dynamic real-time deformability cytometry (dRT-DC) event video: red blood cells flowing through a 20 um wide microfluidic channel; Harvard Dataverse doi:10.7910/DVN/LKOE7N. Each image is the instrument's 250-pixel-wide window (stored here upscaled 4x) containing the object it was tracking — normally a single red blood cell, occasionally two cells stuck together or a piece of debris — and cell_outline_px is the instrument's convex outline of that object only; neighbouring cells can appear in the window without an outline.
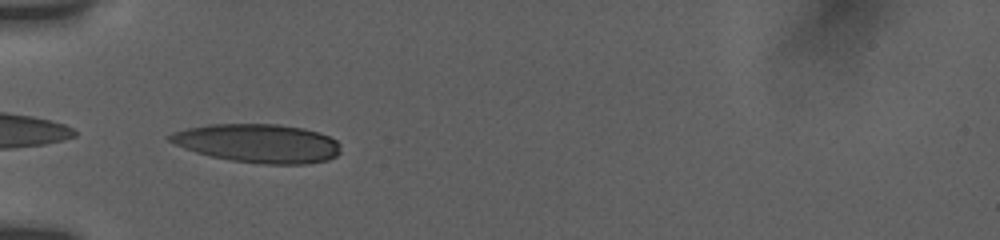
{"species": "human", "species_latin": "Homo sapiens", "temperature_condition": "room temperature", "stored_images_in_passage": 5, "camera_frame_rate_fps": 3000, "um_per_image_px": 0.085, "donor": {"sex": "female"}, "frame": {"image": 1, "passage_image": 1, "time_ms": 0.0, "image_size_px": [1000, 240], "cell_outline_px": [[340, 152], [336, 156], [328, 160], [304, 164], [264, 164], [232, 160], [212, 156], [196, 152], [184, 148], [168, 140], [168, 136], [172, 132], [188, 128], [208, 124], [276, 124], [304, 128], [320, 132], [336, 140], [340, 144]], "centroid_in_image_um": [21.96, 12.17], "position_along_channel_um": 63.0, "area_um2": 38.44}}
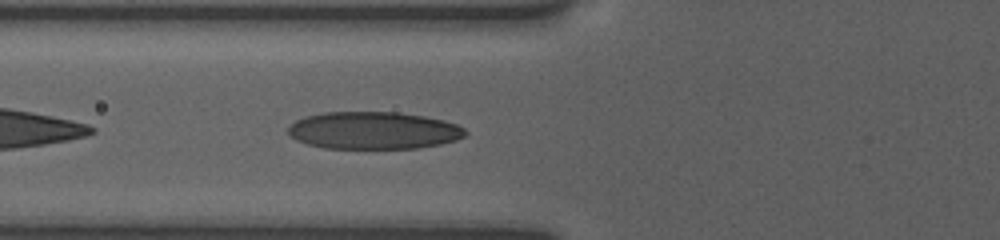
{"frame": {"image": 2, "passage_image": 4, "time_ms": 1.0, "image_size_px": [1000, 240], "cell_outline_px": [[468, 132], [464, 136], [456, 140], [440, 144], [416, 148], [324, 148], [308, 144], [296, 140], [288, 132], [288, 128], [296, 120], [304, 116], [324, 112], [396, 112], [424, 116], [444, 120], [456, 124], [464, 128]], "centroid_in_image_um": [31.76, 11.08], "position_along_channel_um": 94.0, "area_um2": 38.55}}